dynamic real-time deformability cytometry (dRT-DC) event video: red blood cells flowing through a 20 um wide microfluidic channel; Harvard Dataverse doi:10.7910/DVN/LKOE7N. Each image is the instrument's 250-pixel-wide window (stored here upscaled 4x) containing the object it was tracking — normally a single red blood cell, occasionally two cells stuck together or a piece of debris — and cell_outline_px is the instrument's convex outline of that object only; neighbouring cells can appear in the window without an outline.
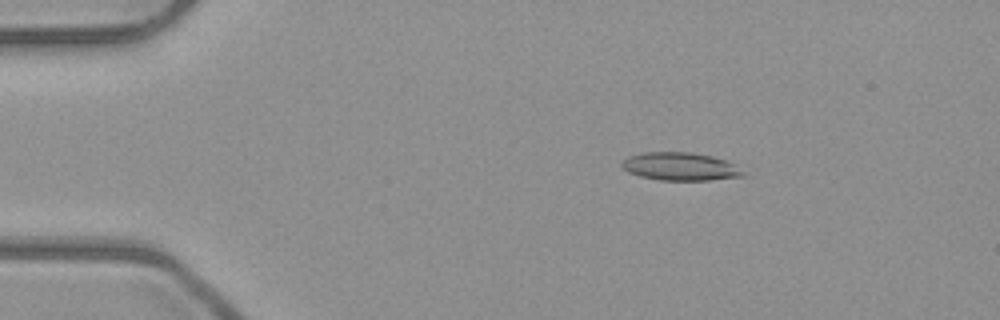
{"species": "common noctule bat (a hibernating species)", "species_latin": "Nyctalus noctula", "temperature_condition": "room temperature", "stored_images_in_passage": 52, "camera_frame_rate_fps": 3000, "um_per_image_px": 0.085, "animal": {"sex": "male", "body_mass_g": 23.1, "forearm_length_mm": 52.7}, "frame": {"image": 1, "passage_image": 9, "time_ms": 2.667, "image_size_px": [1000, 320], "cell_outline_px": [[744, 176], [712, 180], [660, 180], [640, 176], [628, 172], [620, 164], [628, 156], [644, 152], [692, 152], [712, 156], [736, 164], [744, 172]], "centroid_in_image_um": [57.84, 14.15], "position_along_channel_um": 27.2, "area_um2": 19.83}}
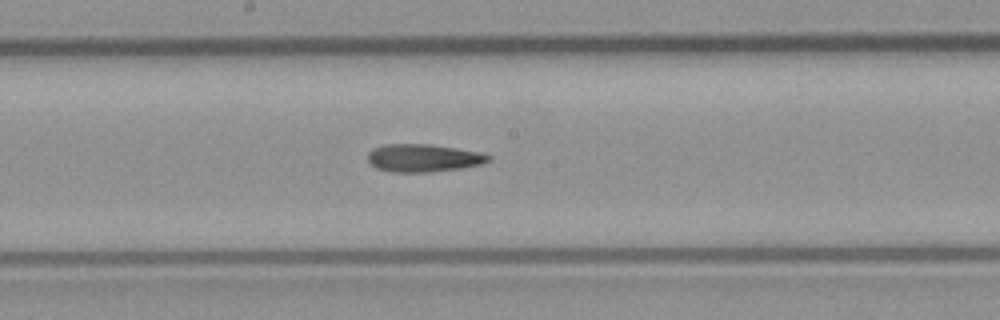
{"frame": {"image": 2, "passage_image": 28, "time_ms": 9.0, "image_size_px": [1000, 320], "cell_outline_px": [[492, 160], [484, 164], [460, 168], [428, 172], [392, 172], [376, 168], [368, 164], [368, 152], [384, 144], [428, 144], [484, 152], [492, 156]], "centroid_in_image_um": [36.03, 13.43], "position_along_channel_um": 212.2, "area_um2": 19.77}}
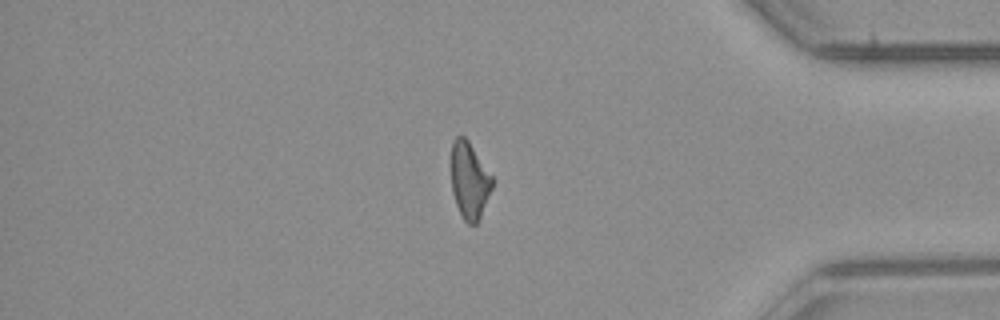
{"frame": {"image": 3, "passage_image": 44, "time_ms": 14.333, "image_size_px": [1000, 320], "cell_outline_px": [[492, 188], [480, 220], [476, 224], [468, 224], [464, 220], [456, 204], [452, 192], [448, 164], [452, 140], [456, 136], [464, 136], [468, 140], [492, 176]], "centroid_in_image_um": [39.84, 15.31], "position_along_channel_um": 395.4, "area_um2": 18.96}}